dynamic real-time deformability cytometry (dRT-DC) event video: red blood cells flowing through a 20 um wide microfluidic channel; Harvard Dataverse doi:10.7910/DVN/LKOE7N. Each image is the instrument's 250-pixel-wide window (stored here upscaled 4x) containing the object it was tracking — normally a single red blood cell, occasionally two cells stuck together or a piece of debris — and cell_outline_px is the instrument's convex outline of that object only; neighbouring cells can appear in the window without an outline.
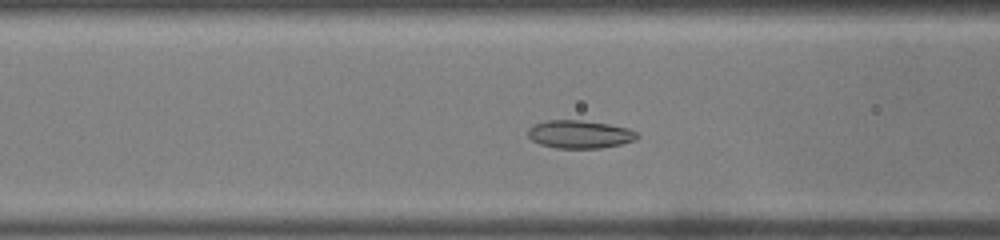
{"species": "common noctule bat (a hibernating species)", "species_latin": "Nyctalus noctula", "temperature_condition": "warm", "stored_images_in_passage": 44, "camera_frame_rate_fps": 3000, "um_per_image_px": 0.085, "animal": {"sex": "male", "body_mass_g": 19.0, "forearm_length_mm": 50.8}, "frame": {"image": 1, "passage_image": 13, "time_ms": 4.0, "image_size_px": [1000, 240], "cell_outline_px": [[640, 136], [636, 140], [620, 144], [600, 148], [556, 148], [540, 144], [532, 140], [528, 136], [528, 128], [536, 124], [548, 120], [580, 120], [608, 124], [628, 128], [636, 132]], "centroid_in_image_um": [49.28, 11.42], "position_along_channel_um": 117.3, "area_um2": 17.74}}
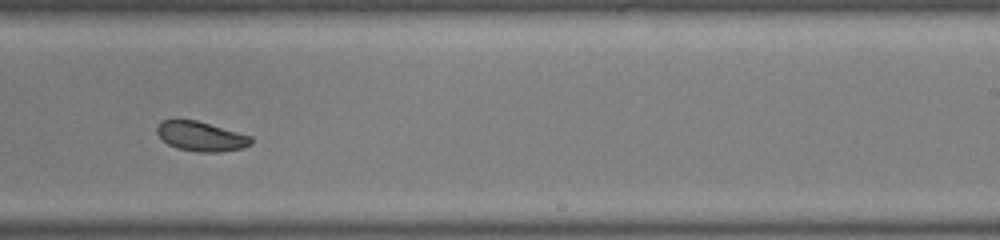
{"frame": {"image": 2, "passage_image": 25, "time_ms": 8.0, "image_size_px": [1000, 240], "cell_outline_px": [[252, 144], [244, 148], [220, 152], [196, 152], [176, 148], [168, 144], [156, 132], [156, 128], [160, 120], [196, 120], [252, 136]], "centroid_in_image_um": [17.1, 11.6], "position_along_channel_um": 271.9, "area_um2": 16.3}}
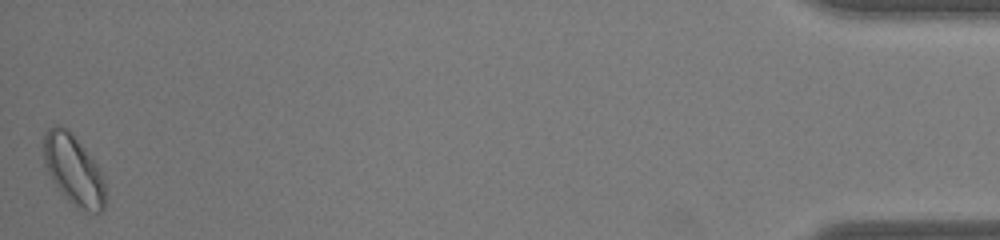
{"frame": {"image": 3, "passage_image": 44, "time_ms": 14.333, "image_size_px": [1000, 240], "cell_outline_px": [[104, 208], [100, 212], [92, 212], [76, 208], [60, 192], [52, 180], [44, 164], [44, 132], [48, 128], [56, 124], [68, 128], [72, 132], [96, 164], [104, 176]], "centroid_in_image_um": [6.23, 14.42], "position_along_channel_um": 429.0, "area_um2": 25.2}}